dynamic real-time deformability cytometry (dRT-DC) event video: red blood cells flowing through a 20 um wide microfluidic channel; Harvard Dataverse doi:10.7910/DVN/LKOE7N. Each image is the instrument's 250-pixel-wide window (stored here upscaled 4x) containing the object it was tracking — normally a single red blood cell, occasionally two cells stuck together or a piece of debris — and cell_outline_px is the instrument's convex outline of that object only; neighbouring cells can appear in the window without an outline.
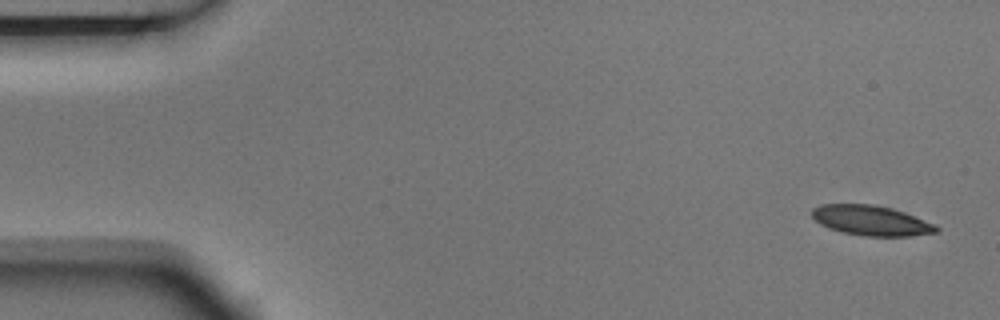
{"species": "Egyptian fruit bat (a non-hibernating species)", "species_latin": "Rousettus aegyptiacus", "temperature_condition": "room temperature", "stored_images_in_passage": 6, "camera_frame_rate_fps": 3000, "um_per_image_px": 0.085, "animal": {"sex": "male"}, "frame": {"image": 1, "passage_image": 1, "time_ms": 0.0, "image_size_px": [1000, 320], "cell_outline_px": [[940, 228], [936, 232], [908, 236], [864, 236], [840, 232], [828, 228], [820, 224], [812, 216], [812, 208], [820, 204], [872, 204], [892, 208], [904, 212], [936, 224]], "centroid_in_image_um": [74.03, 18.74], "position_along_channel_um": 11.0, "area_um2": 21.85}}
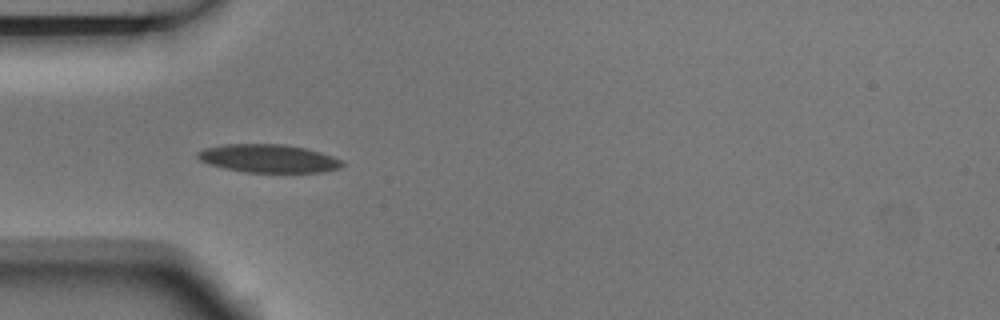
{"frame": {"image": 2, "passage_image": 5, "time_ms": 1.333, "image_size_px": [1000, 320], "cell_outline_px": [[344, 164], [340, 168], [324, 172], [244, 172], [224, 168], [208, 164], [200, 160], [196, 156], [196, 152], [204, 148], [224, 144], [284, 144], [304, 148], [320, 152], [344, 160]], "centroid_in_image_um": [22.81, 13.47], "position_along_channel_um": 62.2, "area_um2": 23.87}}
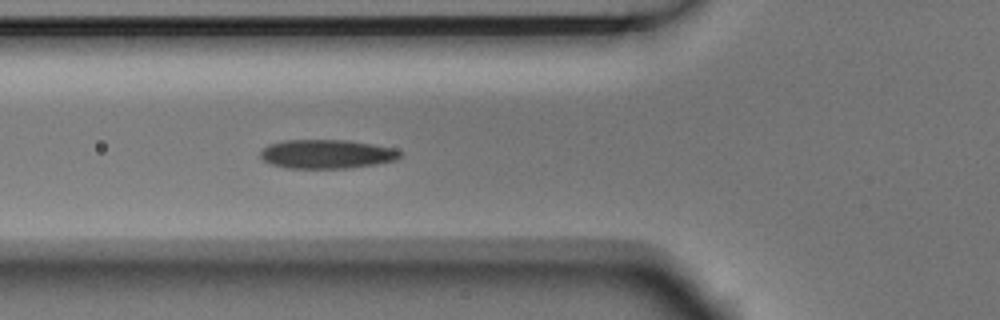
{"frame": {"image": 3, "passage_image": 6, "time_ms": 1.667, "image_size_px": [1000, 320], "cell_outline_px": [[404, 152], [396, 160], [376, 164], [352, 168], [288, 168], [272, 164], [264, 160], [260, 156], [260, 152], [268, 144], [284, 140], [348, 140], [372, 144], [392, 148]], "centroid_in_image_um": [27.79, 13.09], "position_along_channel_um": 98.0, "area_um2": 23.58}}